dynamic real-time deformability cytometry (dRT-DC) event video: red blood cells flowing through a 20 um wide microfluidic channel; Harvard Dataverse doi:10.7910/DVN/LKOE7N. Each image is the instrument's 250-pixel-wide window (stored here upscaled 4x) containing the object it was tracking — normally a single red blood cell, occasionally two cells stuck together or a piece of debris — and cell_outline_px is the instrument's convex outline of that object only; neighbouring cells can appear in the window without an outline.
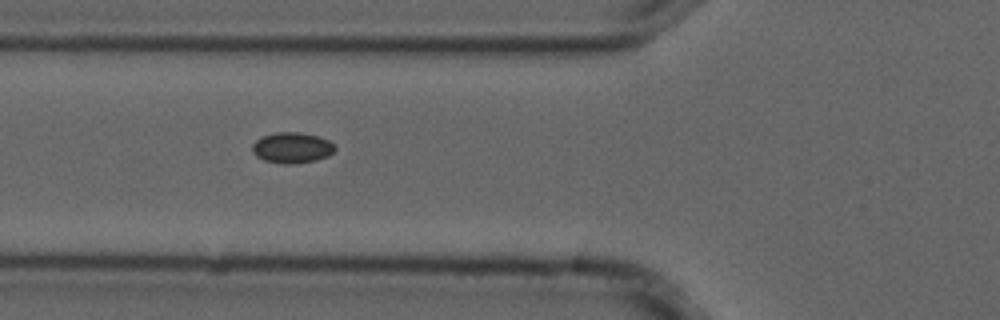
{"species": "common noctule bat (a hibernating species)", "species_latin": "Nyctalus noctula", "temperature_condition": "cold", "stored_images_in_passage": 4, "camera_frame_rate_fps": 3000, "um_per_image_px": 0.085, "animal": {"sex": "male", "forearm_length_mm": 52.5}, "frame": {"image": 1, "passage_image": 4, "time_ms": 1.0, "image_size_px": [1000, 320], "cell_outline_px": [[336, 148], [328, 156], [316, 160], [292, 164], [284, 164], [264, 160], [256, 156], [252, 152], [252, 144], [260, 136], [276, 132], [300, 132], [320, 136], [336, 144]], "centroid_in_image_um": [24.82, 12.54], "position_along_channel_um": 101.0, "area_um2": 15.03}}